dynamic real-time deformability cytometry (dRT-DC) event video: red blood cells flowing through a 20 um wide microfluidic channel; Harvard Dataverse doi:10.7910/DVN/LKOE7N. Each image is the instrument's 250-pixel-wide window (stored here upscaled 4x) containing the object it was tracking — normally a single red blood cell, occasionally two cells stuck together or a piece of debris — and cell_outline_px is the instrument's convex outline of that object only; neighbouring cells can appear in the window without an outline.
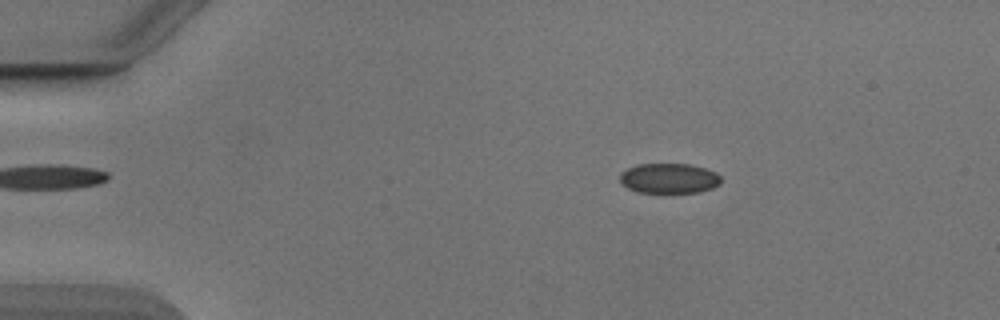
{"species": "Egyptian fruit bat (a non-hibernating species)", "species_latin": "Rousettus aegyptiacus", "temperature_condition": "cold", "stored_images_in_passage": 47, "camera_frame_rate_fps": 3000, "um_per_image_px": 0.085, "animal": {"sex": "male"}, "frame": {"image": 1, "passage_image": 4, "time_ms": 1.0, "image_size_px": [1000, 320], "cell_outline_px": [[720, 184], [712, 188], [700, 192], [664, 196], [636, 192], [620, 184], [620, 172], [636, 164], [688, 164], [704, 168], [716, 172], [720, 176]], "centroid_in_image_um": [56.83, 15.22], "position_along_channel_um": 28.2, "area_um2": 18.67}}
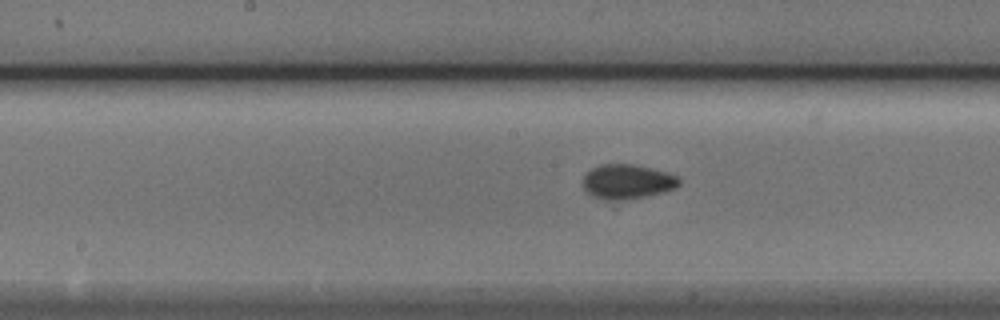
{"frame": {"image": 2, "passage_image": 22, "time_ms": 7.0, "image_size_px": [1000, 320], "cell_outline_px": [[680, 184], [676, 188], [664, 192], [644, 196], [604, 200], [592, 196], [584, 188], [584, 176], [592, 168], [600, 164], [632, 164], [652, 168], [668, 172], [676, 176], [680, 180]], "centroid_in_image_um": [53.34, 15.42], "position_along_channel_um": 194.9, "area_um2": 19.07}}
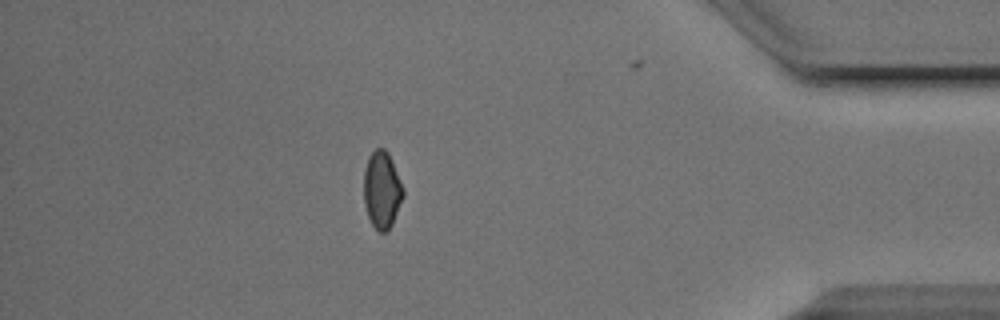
{"frame": {"image": 3, "passage_image": 41, "time_ms": 13.333, "image_size_px": [1000, 320], "cell_outline_px": [[404, 196], [392, 224], [388, 232], [380, 232], [372, 224], [368, 216], [364, 204], [364, 172], [368, 156], [376, 148], [384, 148], [388, 152], [392, 160], [404, 188]], "centroid_in_image_um": [32.47, 16.13], "position_along_channel_um": 402.7, "area_um2": 17.8}, "authors_computed_cell_mechanics": {"area_um2": 18.3804, "velocity_mm_per_s": 3.9042, "shape_relaxation_time_tau1_ms": 1.8648, "shape_relaxation_time_tau2_ms": 2.6026, "deformation_change_tau1": 0.0767, "deformation_change_tau2": 0.0595}}